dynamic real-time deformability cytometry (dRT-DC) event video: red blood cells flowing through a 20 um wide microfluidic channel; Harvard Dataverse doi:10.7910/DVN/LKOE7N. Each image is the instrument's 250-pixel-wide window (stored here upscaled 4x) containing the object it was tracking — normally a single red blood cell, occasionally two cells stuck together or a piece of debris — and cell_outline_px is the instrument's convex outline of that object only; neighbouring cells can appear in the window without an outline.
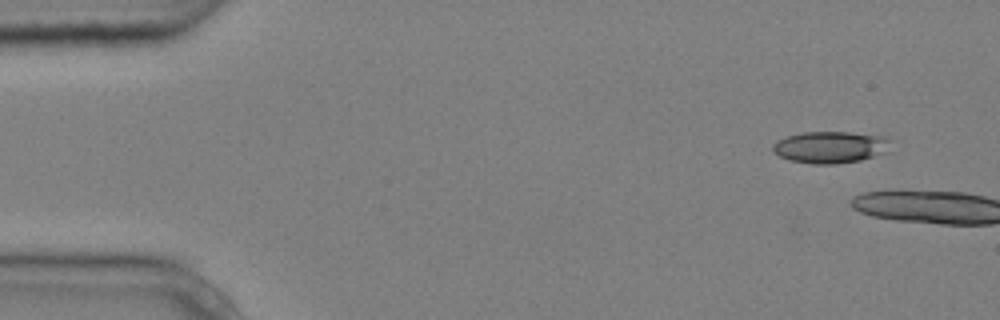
{"species": "common noctule bat (a hibernating species)", "species_latin": "Nyctalus noctula", "temperature_condition": "cold", "stored_images_in_passage": 2, "camera_frame_rate_fps": 3000, "um_per_image_px": 0.085, "animal": {"sex": "male", "body_mass_g": 20.4}, "frame": {"image": 1, "passage_image": 1, "time_ms": 0.0, "image_size_px": [1000, 320], "cell_outline_px": [[892, 152], [860, 160], [836, 164], [812, 164], [788, 160], [772, 152], [772, 144], [776, 140], [788, 136], [804, 132], [848, 132], [884, 136], [888, 140]], "centroid_in_image_um": [70.59, 12.52], "position_along_channel_um": 14.4, "area_um2": 22.14}}